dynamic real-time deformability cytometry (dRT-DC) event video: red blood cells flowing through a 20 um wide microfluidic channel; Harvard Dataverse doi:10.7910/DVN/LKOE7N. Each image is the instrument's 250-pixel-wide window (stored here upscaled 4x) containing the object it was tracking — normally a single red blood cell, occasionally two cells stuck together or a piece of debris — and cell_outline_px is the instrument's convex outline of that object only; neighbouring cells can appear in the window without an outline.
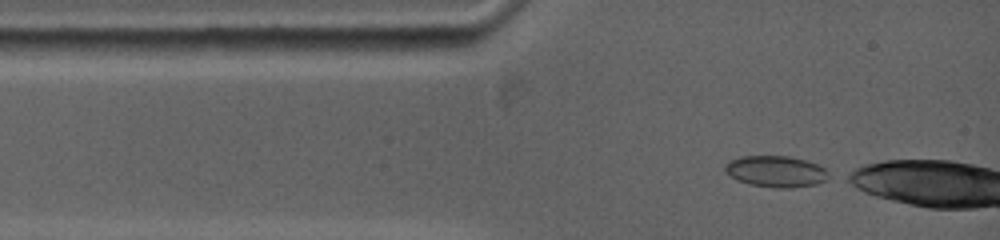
{"species": "common noctule bat (a hibernating species)", "species_latin": "Nyctalus noctula", "temperature_condition": "warm", "stored_images_in_passage": 51, "camera_frame_rate_fps": 5000, "um_per_image_px": 0.085, "animal": {"sex": "female", "body_mass_g": 19.0, "forearm_length_mm": 53.3}, "frame": {"image": 1, "passage_image": 1, "time_ms": 0.0, "image_size_px": [1000, 240], "cell_outline_px": [[828, 172], [824, 180], [816, 184], [788, 188], [780, 188], [752, 184], [740, 180], [724, 172], [724, 168], [732, 160], [744, 156], [788, 156], [804, 160], [816, 164], [824, 168]], "centroid_in_image_um": [65.96, 14.56], "position_along_channel_um": 19.0, "area_um2": 18.26}}
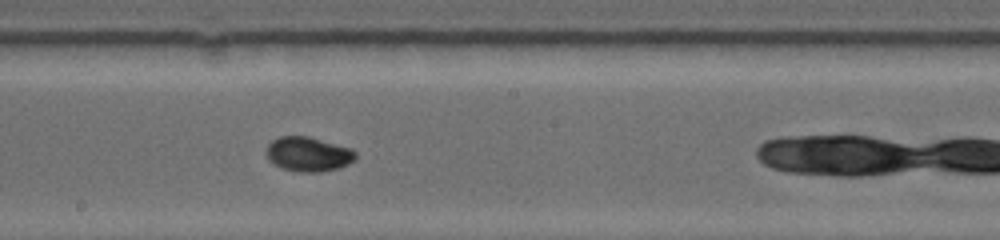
{"frame": {"image": 2, "passage_image": 30, "time_ms": 5.8, "image_size_px": [1000, 240], "cell_outline_px": [[356, 156], [348, 164], [340, 168], [320, 172], [296, 172], [284, 168], [276, 164], [268, 156], [268, 144], [272, 140], [280, 136], [308, 136], [348, 148], [356, 152]], "centroid_in_image_um": [26.22, 13.11], "position_along_channel_um": 222.0, "area_um2": 17.51}}
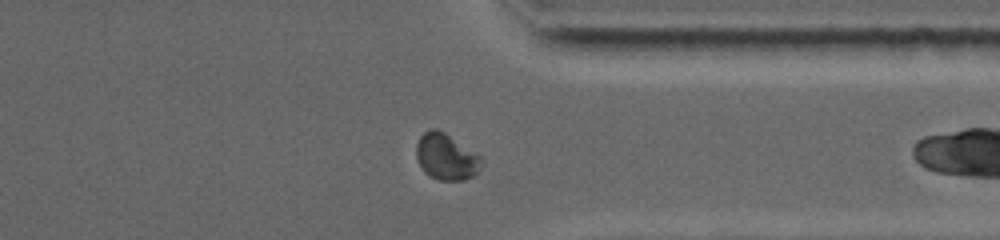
{"frame": {"image": 3, "passage_image": 50, "time_ms": 9.8, "image_size_px": [1000, 240], "cell_outline_px": [[480, 160], [476, 172], [472, 176], [464, 180], [440, 180], [428, 176], [424, 172], [416, 156], [416, 144], [420, 136], [424, 132], [432, 128], [436, 128], [444, 132], [480, 156]], "centroid_in_image_um": [37.86, 13.32], "position_along_channel_um": 373.5, "area_um2": 17.17}}